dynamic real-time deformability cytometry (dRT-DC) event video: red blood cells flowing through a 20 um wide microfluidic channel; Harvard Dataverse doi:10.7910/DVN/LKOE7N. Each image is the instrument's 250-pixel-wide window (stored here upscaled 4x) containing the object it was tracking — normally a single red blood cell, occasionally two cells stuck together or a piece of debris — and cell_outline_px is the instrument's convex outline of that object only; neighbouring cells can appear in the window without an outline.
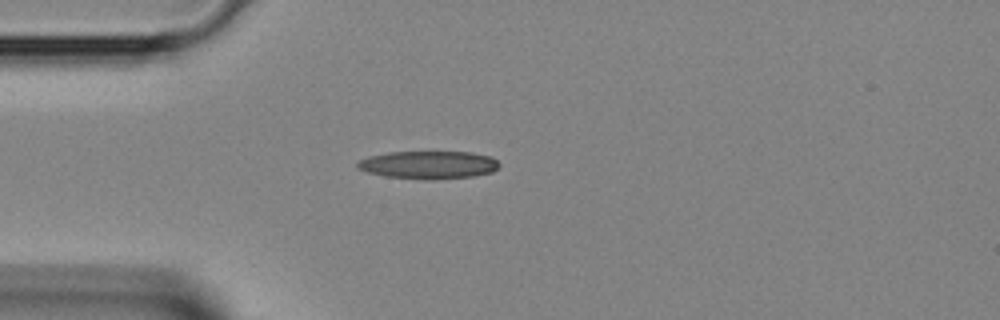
{"species": "Egyptian fruit bat (a non-hibernating species)", "species_latin": "Rousettus aegyptiacus", "temperature_condition": "room temperature", "stored_images_in_passage": 1, "camera_frame_rate_fps": 3000, "um_per_image_px": 0.085, "animal": {"sex": "female"}, "frame": {"image": 1, "passage_image": 1, "time_ms": 0.0, "image_size_px": [1000, 320], "cell_outline_px": [[500, 164], [492, 172], [472, 176], [432, 180], [424, 180], [384, 176], [368, 172], [356, 168], [356, 164], [360, 160], [368, 156], [388, 152], [472, 152], [492, 156]], "centroid_in_image_um": [36.41, 14.01], "position_along_channel_um": 48.6, "area_um2": 23.18}}